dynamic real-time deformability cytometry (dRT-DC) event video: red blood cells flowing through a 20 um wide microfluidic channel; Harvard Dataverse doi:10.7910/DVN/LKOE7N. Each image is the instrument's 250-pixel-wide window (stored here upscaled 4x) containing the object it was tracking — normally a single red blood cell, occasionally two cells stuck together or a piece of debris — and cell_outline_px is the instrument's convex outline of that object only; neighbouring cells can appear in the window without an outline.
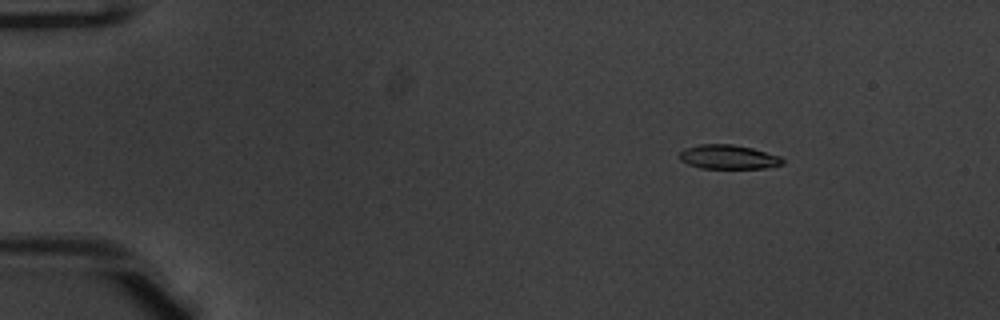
{"species": "common noctule bat (a hibernating species)", "species_latin": "Nyctalus noctula", "temperature_condition": "warm", "stored_images_in_passage": 46, "camera_frame_rate_fps": 3000, "um_per_image_px": 0.085, "animal": {"sex": "male", "body_mass_g": 20.1, "forearm_length_mm": 53.5}, "frame": {"image": 1, "passage_image": 2, "time_ms": 0.333, "image_size_px": [1000, 320], "cell_outline_px": [[784, 164], [764, 168], [700, 168], [688, 164], [680, 160], [680, 152], [684, 148], [700, 144], [732, 144], [752, 148], [780, 156], [784, 160]], "centroid_in_image_um": [61.91, 13.34], "position_along_channel_um": 23.1, "area_um2": 14.51}}
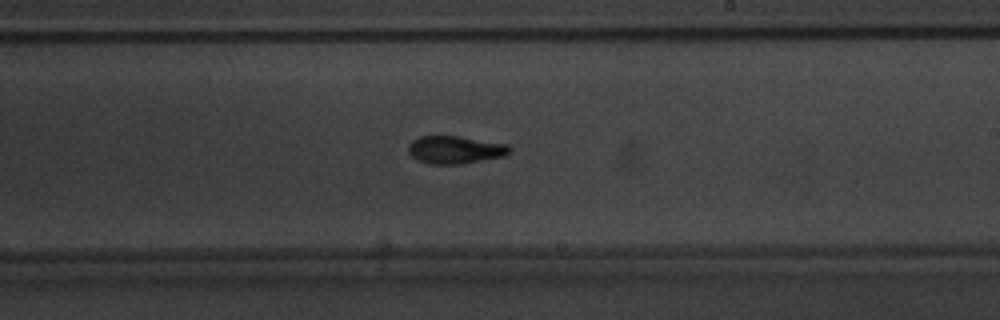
{"frame": {"image": 2, "passage_image": 26, "time_ms": 8.333, "image_size_px": [1000, 320], "cell_outline_px": [[512, 148], [504, 156], [460, 164], [428, 164], [416, 160], [408, 152], [408, 144], [412, 140], [420, 136], [456, 136], [508, 144]], "centroid_in_image_um": [38.64, 12.73], "position_along_channel_um": 250.4, "area_um2": 16.36}}
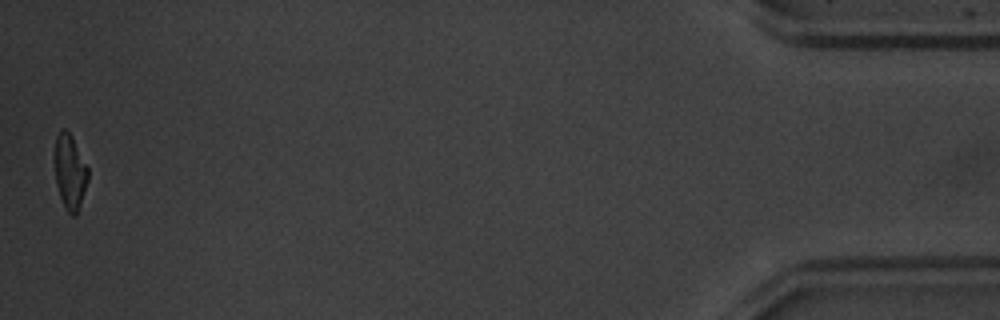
{"frame": {"image": 3, "passage_image": 46, "time_ms": 15.0, "image_size_px": [1000, 320], "cell_outline_px": [[88, 180], [76, 216], [72, 216], [64, 208], [56, 184], [52, 152], [56, 136], [60, 128], [64, 128], [72, 136], [88, 168]], "centroid_in_image_um": [5.9, 14.57], "position_along_channel_um": 429.3, "area_um2": 14.97}, "authors_computed_cell_mechanics": {"area_um2": 15.8372, "velocity_mm_per_s": 3.9605, "shape_relaxation_time_tau1_ms": 2.9794, "shape_relaxation_time_tau2_ms": 3.149, "deformation_change_tau1": 0.1867, "deformation_change_tau2": 0.1148}}